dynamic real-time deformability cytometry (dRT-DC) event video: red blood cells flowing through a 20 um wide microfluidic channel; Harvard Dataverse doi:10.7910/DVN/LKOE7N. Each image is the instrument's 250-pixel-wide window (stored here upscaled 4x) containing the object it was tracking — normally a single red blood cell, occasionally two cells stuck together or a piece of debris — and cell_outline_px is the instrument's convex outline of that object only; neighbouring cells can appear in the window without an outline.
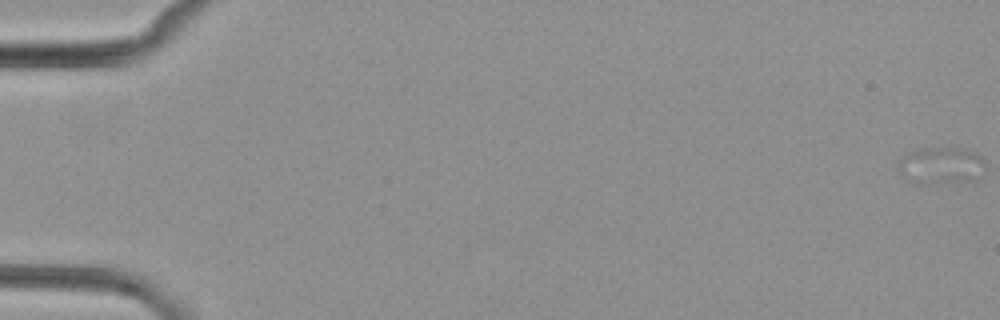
{"species": "common noctule bat (a hibernating species)", "species_latin": "Nyctalus noctula", "temperature_condition": "cold", "stored_images_in_passage": 6, "camera_frame_rate_fps": 3000, "um_per_image_px": 0.085, "animal": {"sex": "female", "body_mass_g": 29.2, "forearm_length_mm": 56.3}, "frame": {"image": 1, "passage_image": 1, "time_ms": 0.0, "image_size_px": [1000, 320], "cell_outline_px": [[984, 168], [924, 184], [916, 184], [908, 180], [900, 172], [900, 160], [904, 156], [912, 152], [924, 148], [960, 148], [980, 156], [984, 164]], "centroid_in_image_um": [79.76, 13.96], "position_along_channel_um": 5.2, "area_um2": 16.07}}
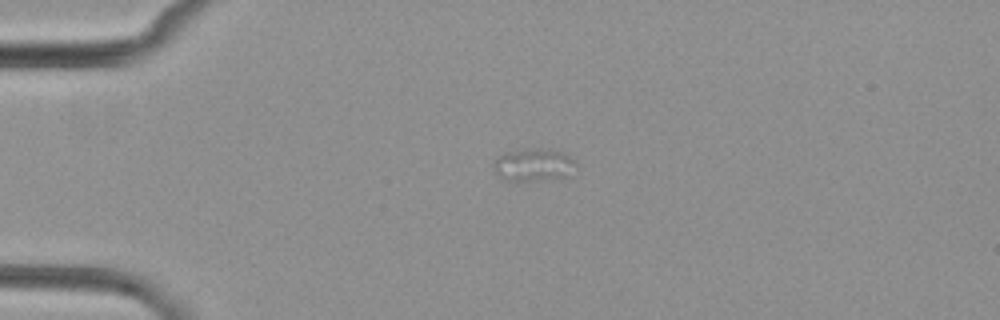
{"frame": {"image": 2, "passage_image": 5, "time_ms": 4.667, "image_size_px": [1000, 320], "cell_outline_px": [[576, 160], [568, 176], [536, 180], [508, 180], [500, 176], [496, 172], [492, 164], [504, 152], [528, 148], [540, 148], [560, 152]], "centroid_in_image_um": [45.32, 13.99], "position_along_channel_um": 39.7, "area_um2": 15.2}}